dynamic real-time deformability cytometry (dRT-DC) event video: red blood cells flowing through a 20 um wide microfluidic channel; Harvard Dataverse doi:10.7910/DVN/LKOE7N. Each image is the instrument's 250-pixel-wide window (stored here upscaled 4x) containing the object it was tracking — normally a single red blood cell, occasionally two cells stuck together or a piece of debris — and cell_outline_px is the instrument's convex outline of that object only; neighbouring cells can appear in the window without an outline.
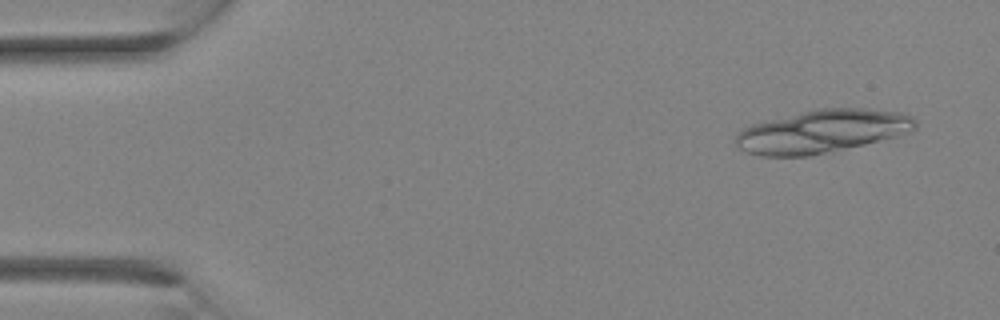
{"species": "Egyptian fruit bat (a non-hibernating species)", "species_latin": "Rousettus aegyptiacus", "temperature_condition": "room temperature", "stored_images_in_passage": 3, "camera_frame_rate_fps": 3000, "um_per_image_px": 0.085, "animal": {"sex": "female"}, "frame": {"image": 1, "passage_image": 1, "time_ms": 0.0, "image_size_px": [1000, 320], "cell_outline_px": [[916, 128], [912, 132], [864, 144], [808, 156], [760, 156], [748, 152], [740, 148], [736, 144], [736, 136], [744, 128], [752, 124], [764, 120], [816, 108], [860, 108], [900, 112], [912, 116], [916, 120]], "centroid_in_image_um": [69.89, 11.15], "position_along_channel_um": 15.1, "area_um2": 44.91}}